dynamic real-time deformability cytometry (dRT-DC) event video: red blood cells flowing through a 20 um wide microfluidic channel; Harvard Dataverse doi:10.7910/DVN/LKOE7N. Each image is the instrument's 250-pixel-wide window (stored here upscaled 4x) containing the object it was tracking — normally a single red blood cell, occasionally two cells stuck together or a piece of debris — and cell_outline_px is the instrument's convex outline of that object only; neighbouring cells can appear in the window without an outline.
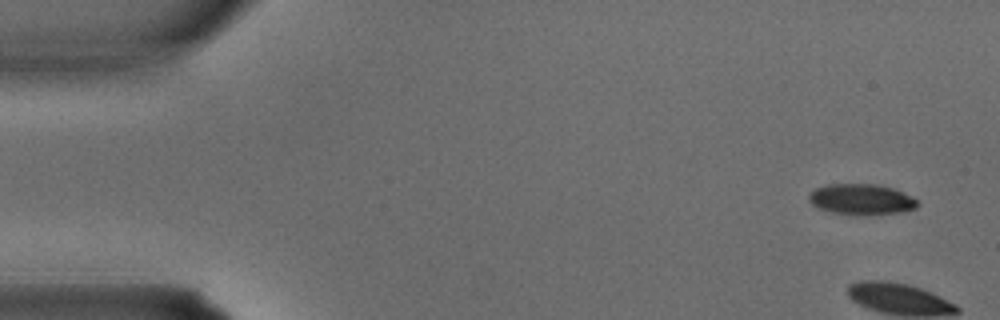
{"species": "common noctule bat (a hibernating species)", "species_latin": "Nyctalus noctula", "temperature_condition": "warm", "stored_images_in_passage": 3, "camera_frame_rate_fps": 3000, "um_per_image_px": 0.085, "animal": {"sex": "male", "body_mass_g": 15.6}, "frame": {"image": 1, "passage_image": 1, "time_ms": 0.0, "image_size_px": [1000, 320], "cell_outline_px": [[920, 204], [916, 208], [900, 212], [832, 212], [820, 208], [812, 204], [808, 200], [808, 196], [816, 188], [828, 184], [876, 184], [892, 188], [912, 196]], "centroid_in_image_um": [73.22, 16.89], "position_along_channel_um": 11.8, "area_um2": 18.5}}